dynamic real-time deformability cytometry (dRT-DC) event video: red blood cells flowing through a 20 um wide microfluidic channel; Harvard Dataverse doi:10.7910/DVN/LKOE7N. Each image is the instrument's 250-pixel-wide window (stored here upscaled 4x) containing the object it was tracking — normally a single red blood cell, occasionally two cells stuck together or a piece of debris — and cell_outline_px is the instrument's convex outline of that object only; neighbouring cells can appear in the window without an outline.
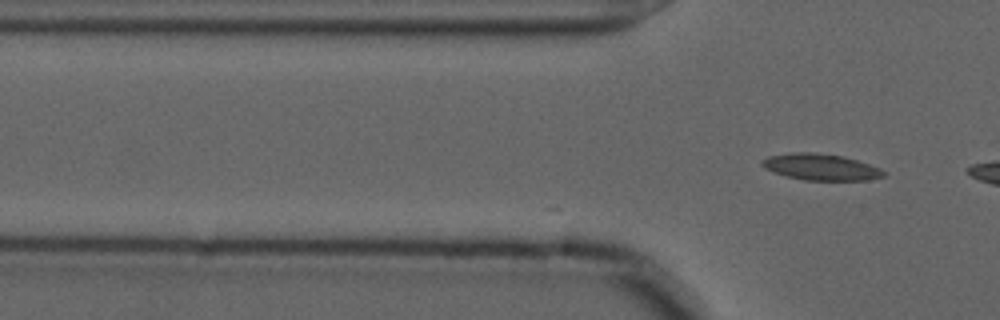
{"species": "common noctule bat (a hibernating species)", "species_latin": "Nyctalus noctula", "temperature_condition": "cold", "stored_images_in_passage": 4, "camera_frame_rate_fps": 3000, "um_per_image_px": 0.085, "animal": {"sex": "male", "forearm_length_mm": 52.5}, "frame": {"image": 1, "passage_image": 4, "time_ms": 1.0, "image_size_px": [1000, 320], "cell_outline_px": [[888, 172], [884, 176], [868, 180], [804, 180], [772, 172], [764, 168], [760, 164], [760, 160], [768, 156], [792, 152], [816, 152], [844, 156], [880, 168]], "centroid_in_image_um": [69.75, 14.19], "position_along_channel_um": 56.1, "area_um2": 18.84}}